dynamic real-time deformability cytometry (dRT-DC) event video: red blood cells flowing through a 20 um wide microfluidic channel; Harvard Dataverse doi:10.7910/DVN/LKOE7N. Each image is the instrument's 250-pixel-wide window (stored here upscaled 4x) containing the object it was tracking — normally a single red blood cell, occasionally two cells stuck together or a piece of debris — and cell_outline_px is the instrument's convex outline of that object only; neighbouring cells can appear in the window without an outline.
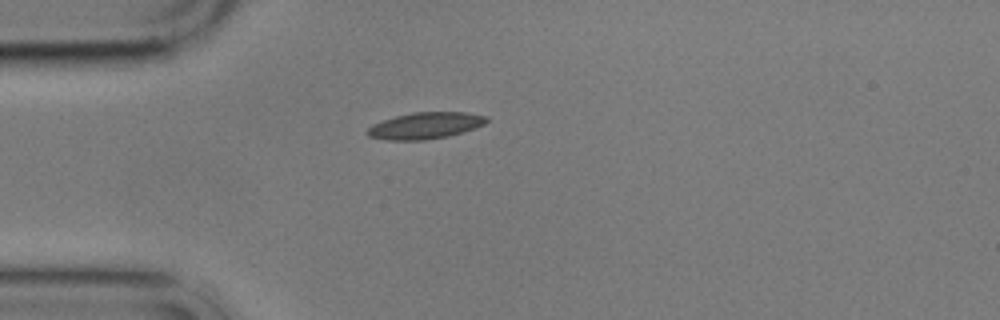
{"species": "common noctule bat (a hibernating species)", "species_latin": "Nyctalus noctula", "temperature_condition": "cold", "stored_images_in_passage": 1, "camera_frame_rate_fps": 3000, "um_per_image_px": 0.085, "animal": {"sex": "male", "body_mass_g": 17.9}, "frame": {"image": 1, "passage_image": 1, "time_ms": 0.0, "image_size_px": [1000, 320], "cell_outline_px": [[488, 120], [484, 124], [476, 128], [448, 136], [424, 140], [384, 140], [368, 136], [364, 132], [372, 124], [396, 116], [412, 112], [464, 112], [488, 116]], "centroid_in_image_um": [36.13, 10.68], "position_along_channel_um": 48.9, "area_um2": 18.5}}